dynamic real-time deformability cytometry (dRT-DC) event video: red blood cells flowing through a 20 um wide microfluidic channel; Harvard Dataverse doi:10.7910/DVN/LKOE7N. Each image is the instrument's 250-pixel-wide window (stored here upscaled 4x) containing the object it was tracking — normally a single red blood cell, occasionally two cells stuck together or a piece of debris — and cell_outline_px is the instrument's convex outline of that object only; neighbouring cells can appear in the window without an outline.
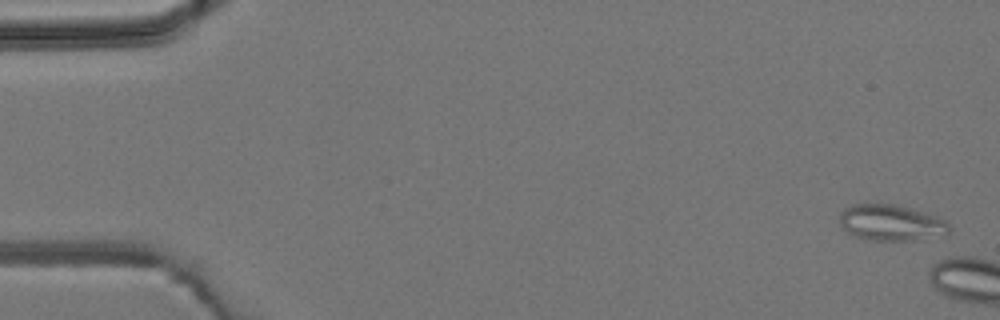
{"species": "common noctule bat (a hibernating species)", "species_latin": "Nyctalus noctula", "temperature_condition": "room temperature", "stored_images_in_passage": 5, "camera_frame_rate_fps": 3000, "um_per_image_px": 0.085, "animal": {"sex": "male", "body_mass_g": 19.2, "forearm_length_mm": 51.8}, "frame": {"image": 1, "passage_image": 1, "time_ms": 0.0, "image_size_px": [1000, 320], "cell_outline_px": [[952, 228], [948, 232], [912, 240], [868, 240], [856, 236], [848, 232], [840, 224], [840, 212], [844, 208], [852, 204], [896, 204], [912, 208], [948, 220]], "centroid_in_image_um": [75.73, 18.9], "position_along_channel_um": 9.3, "area_um2": 22.89}}